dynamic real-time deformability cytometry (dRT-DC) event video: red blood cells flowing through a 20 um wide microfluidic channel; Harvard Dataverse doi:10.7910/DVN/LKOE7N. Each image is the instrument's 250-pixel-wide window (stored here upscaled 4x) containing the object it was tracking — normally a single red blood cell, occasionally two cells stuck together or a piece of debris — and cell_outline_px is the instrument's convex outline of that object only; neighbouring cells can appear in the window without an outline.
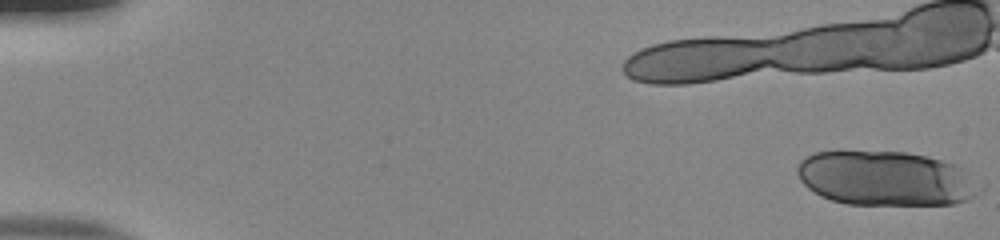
{"species": "human", "species_latin": "Homo sapiens", "temperature_condition": "room temperature", "stored_images_in_passage": 18, "camera_frame_rate_fps": 3000, "um_per_image_px": 0.085, "donor": {"sex": "male"}, "frame": {"image": 1, "passage_image": 1, "time_ms": 0.0, "image_size_px": [1000, 240], "cell_outline_px": [[984, 188], [980, 192], [968, 200], [952, 204], [848, 204], [832, 200], [820, 196], [808, 188], [800, 180], [796, 172], [796, 168], [800, 160], [812, 152], [908, 152], [928, 156], [952, 164], [960, 168]], "centroid_in_image_um": [75.26, 15.17], "position_along_channel_um": 9.7, "area_um2": 57.86}}